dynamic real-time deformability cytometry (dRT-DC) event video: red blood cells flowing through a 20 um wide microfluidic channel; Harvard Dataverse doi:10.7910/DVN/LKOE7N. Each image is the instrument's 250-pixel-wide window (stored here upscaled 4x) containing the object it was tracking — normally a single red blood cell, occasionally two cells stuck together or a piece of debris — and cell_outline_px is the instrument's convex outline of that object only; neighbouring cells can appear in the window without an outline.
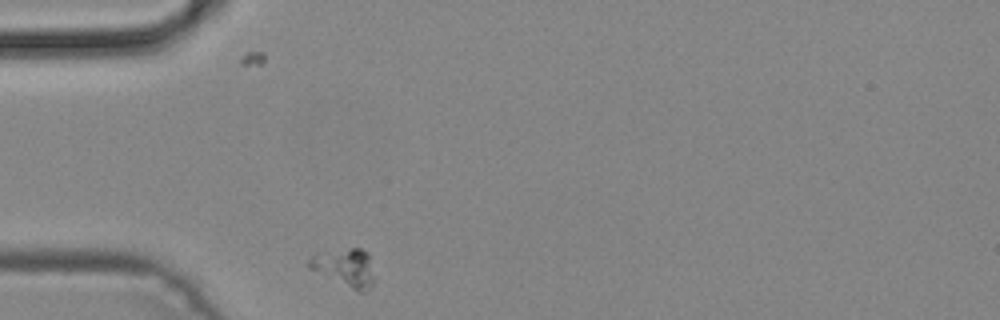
{"species": "common noctule bat (a hibernating species)", "species_latin": "Nyctalus noctula", "temperature_condition": "cold", "stored_images_in_passage": 28, "camera_frame_rate_fps": 3000, "um_per_image_px": 0.085, "animal": {"sex": "male", "body_mass_g": 19.2, "forearm_length_mm": 51.8}, "frame": {"image": 1, "passage_image": 1, "time_ms": 0.0, "image_size_px": [1000, 320], "cell_outline_px": [[372, 284], [368, 292], [360, 292], [308, 268], [308, 260], [312, 256], [352, 248], [360, 248], [368, 252], [372, 280]], "centroid_in_image_um": [29.33, 22.76], "position_along_channel_um": 55.7, "area_um2": 13.64}}
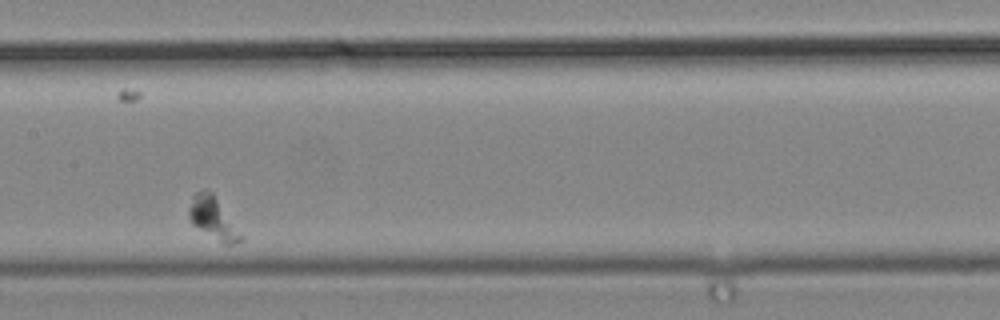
{"frame": {"image": 2, "passage_image": 13, "time_ms": 4.0, "image_size_px": [1000, 320], "cell_outline_px": [[244, 240], [232, 244], [224, 244], [192, 224], [188, 216], [188, 208], [192, 196], [196, 192], [204, 188], [212, 192]], "centroid_in_image_um": [18.04, 18.52], "position_along_channel_um": 189.4, "area_um2": 12.2}}
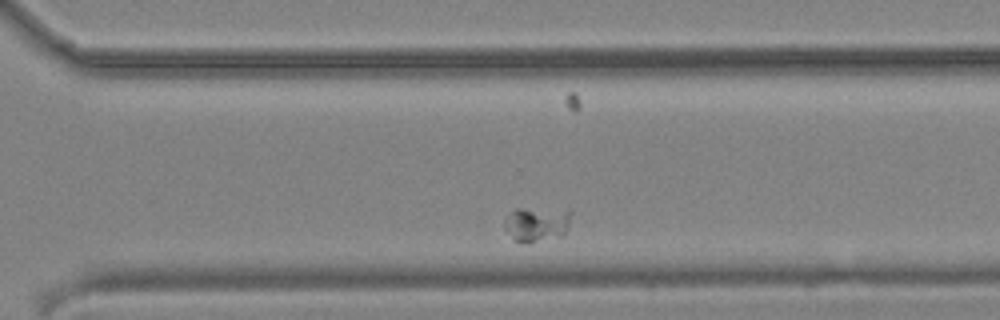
{"frame": {"image": 3, "passage_image": 24, "time_ms": 7.667, "image_size_px": [1000, 320], "cell_outline_px": [[572, 212], [568, 224], [564, 232], [560, 236], [528, 244], [512, 240], [504, 228], [504, 220], [516, 208], [568, 208]], "centroid_in_image_um": [45.62, 19.03], "position_along_channel_um": 325.0, "area_um2": 13.87}}